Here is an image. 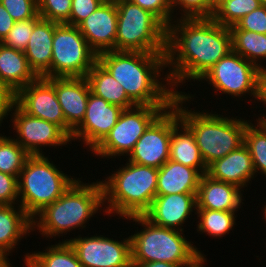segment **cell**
Wrapping results in <instances>:
<instances>
[{"label": "cell", "instance_id": "1", "mask_svg": "<svg viewBox=\"0 0 266 267\" xmlns=\"http://www.w3.org/2000/svg\"><path fill=\"white\" fill-rule=\"evenodd\" d=\"M167 27L166 67L171 86L177 95L189 80L195 82L221 58L232 51L230 28L212 18L181 19L175 17ZM176 25H175V24ZM170 68V69H169ZM188 80V81H185Z\"/></svg>", "mask_w": 266, "mask_h": 267}, {"label": "cell", "instance_id": "2", "mask_svg": "<svg viewBox=\"0 0 266 267\" xmlns=\"http://www.w3.org/2000/svg\"><path fill=\"white\" fill-rule=\"evenodd\" d=\"M165 55L113 50L97 55V61L123 86L136 105L172 106L177 94L167 74L161 78L166 68Z\"/></svg>", "mask_w": 266, "mask_h": 267}, {"label": "cell", "instance_id": "3", "mask_svg": "<svg viewBox=\"0 0 266 267\" xmlns=\"http://www.w3.org/2000/svg\"><path fill=\"white\" fill-rule=\"evenodd\" d=\"M103 205L101 182L83 183L78 178L58 199L32 219L33 231L37 229L46 239L63 237L73 229L86 228V223L94 214L103 210Z\"/></svg>", "mask_w": 266, "mask_h": 267}, {"label": "cell", "instance_id": "4", "mask_svg": "<svg viewBox=\"0 0 266 267\" xmlns=\"http://www.w3.org/2000/svg\"><path fill=\"white\" fill-rule=\"evenodd\" d=\"M191 94L177 95L173 106L178 110L180 120L192 131L196 144L199 147L202 158L208 167L214 161L221 159L228 153L244 144V134L249 120L233 116L224 117L216 112L184 107L187 101H192ZM195 111V112H194ZM206 113H205V112Z\"/></svg>", "mask_w": 266, "mask_h": 267}, {"label": "cell", "instance_id": "5", "mask_svg": "<svg viewBox=\"0 0 266 267\" xmlns=\"http://www.w3.org/2000/svg\"><path fill=\"white\" fill-rule=\"evenodd\" d=\"M126 165V166H125ZM100 181L103 212L121 218L144 215L156 196L158 168L126 162ZM107 180V181H106ZM106 204V205H105Z\"/></svg>", "mask_w": 266, "mask_h": 267}, {"label": "cell", "instance_id": "6", "mask_svg": "<svg viewBox=\"0 0 266 267\" xmlns=\"http://www.w3.org/2000/svg\"><path fill=\"white\" fill-rule=\"evenodd\" d=\"M125 219L143 227L130 236L132 263H202L207 259L193 242L187 241L182 231L155 225L144 215Z\"/></svg>", "mask_w": 266, "mask_h": 267}, {"label": "cell", "instance_id": "7", "mask_svg": "<svg viewBox=\"0 0 266 267\" xmlns=\"http://www.w3.org/2000/svg\"><path fill=\"white\" fill-rule=\"evenodd\" d=\"M49 160L48 156L30 155L18 178L19 205L32 219L76 180Z\"/></svg>", "mask_w": 266, "mask_h": 267}, {"label": "cell", "instance_id": "8", "mask_svg": "<svg viewBox=\"0 0 266 267\" xmlns=\"http://www.w3.org/2000/svg\"><path fill=\"white\" fill-rule=\"evenodd\" d=\"M115 51L166 53L167 27L151 12L128 1H116Z\"/></svg>", "mask_w": 266, "mask_h": 267}, {"label": "cell", "instance_id": "9", "mask_svg": "<svg viewBox=\"0 0 266 267\" xmlns=\"http://www.w3.org/2000/svg\"><path fill=\"white\" fill-rule=\"evenodd\" d=\"M96 62L97 54L79 28L66 23L58 24L52 41L51 66L41 77H86Z\"/></svg>", "mask_w": 266, "mask_h": 267}, {"label": "cell", "instance_id": "10", "mask_svg": "<svg viewBox=\"0 0 266 267\" xmlns=\"http://www.w3.org/2000/svg\"><path fill=\"white\" fill-rule=\"evenodd\" d=\"M171 106L136 105L124 109L116 125L92 150L101 158L128 156L147 128Z\"/></svg>", "mask_w": 266, "mask_h": 267}, {"label": "cell", "instance_id": "11", "mask_svg": "<svg viewBox=\"0 0 266 267\" xmlns=\"http://www.w3.org/2000/svg\"><path fill=\"white\" fill-rule=\"evenodd\" d=\"M259 71L255 64L232 50L209 69L199 82L207 81L219 94H228L239 100L242 96L246 98L247 94L255 101L258 97Z\"/></svg>", "mask_w": 266, "mask_h": 267}, {"label": "cell", "instance_id": "12", "mask_svg": "<svg viewBox=\"0 0 266 267\" xmlns=\"http://www.w3.org/2000/svg\"><path fill=\"white\" fill-rule=\"evenodd\" d=\"M80 236L64 242L71 245L83 267H133L130 236L121 241L97 234Z\"/></svg>", "mask_w": 266, "mask_h": 267}, {"label": "cell", "instance_id": "13", "mask_svg": "<svg viewBox=\"0 0 266 267\" xmlns=\"http://www.w3.org/2000/svg\"><path fill=\"white\" fill-rule=\"evenodd\" d=\"M13 111V112H12ZM10 119L17 133L13 137L30 155H45L42 148L63 146L72 143L71 138L58 126L46 120L32 117L16 104Z\"/></svg>", "mask_w": 266, "mask_h": 267}, {"label": "cell", "instance_id": "14", "mask_svg": "<svg viewBox=\"0 0 266 267\" xmlns=\"http://www.w3.org/2000/svg\"><path fill=\"white\" fill-rule=\"evenodd\" d=\"M171 131L172 106L147 128L127 156L128 161L159 169L170 157Z\"/></svg>", "mask_w": 266, "mask_h": 267}, {"label": "cell", "instance_id": "15", "mask_svg": "<svg viewBox=\"0 0 266 267\" xmlns=\"http://www.w3.org/2000/svg\"><path fill=\"white\" fill-rule=\"evenodd\" d=\"M123 110L90 92L85 117L72 132L71 140L84 142L92 151L116 125Z\"/></svg>", "mask_w": 266, "mask_h": 267}, {"label": "cell", "instance_id": "16", "mask_svg": "<svg viewBox=\"0 0 266 267\" xmlns=\"http://www.w3.org/2000/svg\"><path fill=\"white\" fill-rule=\"evenodd\" d=\"M15 104L26 114L58 125L65 132V117L54 86L39 77L16 93Z\"/></svg>", "mask_w": 266, "mask_h": 267}, {"label": "cell", "instance_id": "17", "mask_svg": "<svg viewBox=\"0 0 266 267\" xmlns=\"http://www.w3.org/2000/svg\"><path fill=\"white\" fill-rule=\"evenodd\" d=\"M55 88L58 102L65 117V133L71 138L72 132L83 121L91 92L86 77L46 78Z\"/></svg>", "mask_w": 266, "mask_h": 267}, {"label": "cell", "instance_id": "18", "mask_svg": "<svg viewBox=\"0 0 266 267\" xmlns=\"http://www.w3.org/2000/svg\"><path fill=\"white\" fill-rule=\"evenodd\" d=\"M118 11L116 2L103 1L77 27L90 48L97 54L115 51Z\"/></svg>", "mask_w": 266, "mask_h": 267}, {"label": "cell", "instance_id": "19", "mask_svg": "<svg viewBox=\"0 0 266 267\" xmlns=\"http://www.w3.org/2000/svg\"><path fill=\"white\" fill-rule=\"evenodd\" d=\"M197 210V193L156 195L144 216L153 224L184 232L183 224Z\"/></svg>", "mask_w": 266, "mask_h": 267}, {"label": "cell", "instance_id": "20", "mask_svg": "<svg viewBox=\"0 0 266 267\" xmlns=\"http://www.w3.org/2000/svg\"><path fill=\"white\" fill-rule=\"evenodd\" d=\"M212 179L236 185L244 192L256 175L251 155L245 144L211 163L207 168Z\"/></svg>", "mask_w": 266, "mask_h": 267}, {"label": "cell", "instance_id": "21", "mask_svg": "<svg viewBox=\"0 0 266 267\" xmlns=\"http://www.w3.org/2000/svg\"><path fill=\"white\" fill-rule=\"evenodd\" d=\"M242 191L236 185L203 174L197 192V209L237 212L244 204Z\"/></svg>", "mask_w": 266, "mask_h": 267}, {"label": "cell", "instance_id": "22", "mask_svg": "<svg viewBox=\"0 0 266 267\" xmlns=\"http://www.w3.org/2000/svg\"><path fill=\"white\" fill-rule=\"evenodd\" d=\"M169 159L185 166L195 168L201 175L207 173L208 167L202 158L193 133L180 120L178 110L173 105Z\"/></svg>", "mask_w": 266, "mask_h": 267}, {"label": "cell", "instance_id": "23", "mask_svg": "<svg viewBox=\"0 0 266 267\" xmlns=\"http://www.w3.org/2000/svg\"><path fill=\"white\" fill-rule=\"evenodd\" d=\"M32 231V218L19 204L0 205V255L8 257L19 240L26 239Z\"/></svg>", "mask_w": 266, "mask_h": 267}, {"label": "cell", "instance_id": "24", "mask_svg": "<svg viewBox=\"0 0 266 267\" xmlns=\"http://www.w3.org/2000/svg\"><path fill=\"white\" fill-rule=\"evenodd\" d=\"M201 176L195 168L169 159L158 169L156 195L197 193Z\"/></svg>", "mask_w": 266, "mask_h": 267}, {"label": "cell", "instance_id": "25", "mask_svg": "<svg viewBox=\"0 0 266 267\" xmlns=\"http://www.w3.org/2000/svg\"><path fill=\"white\" fill-rule=\"evenodd\" d=\"M59 23L40 19L33 27L28 45L24 50L30 67L41 77L51 66L52 41Z\"/></svg>", "mask_w": 266, "mask_h": 267}, {"label": "cell", "instance_id": "26", "mask_svg": "<svg viewBox=\"0 0 266 267\" xmlns=\"http://www.w3.org/2000/svg\"><path fill=\"white\" fill-rule=\"evenodd\" d=\"M39 76L30 67L25 53L0 42V79L15 93Z\"/></svg>", "mask_w": 266, "mask_h": 267}, {"label": "cell", "instance_id": "27", "mask_svg": "<svg viewBox=\"0 0 266 267\" xmlns=\"http://www.w3.org/2000/svg\"><path fill=\"white\" fill-rule=\"evenodd\" d=\"M90 90L110 104L128 109L136 104L127 96L123 86L97 61L86 75Z\"/></svg>", "mask_w": 266, "mask_h": 267}, {"label": "cell", "instance_id": "28", "mask_svg": "<svg viewBox=\"0 0 266 267\" xmlns=\"http://www.w3.org/2000/svg\"><path fill=\"white\" fill-rule=\"evenodd\" d=\"M44 251L27 252L24 256L25 267H83L68 242L59 241Z\"/></svg>", "mask_w": 266, "mask_h": 267}, {"label": "cell", "instance_id": "29", "mask_svg": "<svg viewBox=\"0 0 266 267\" xmlns=\"http://www.w3.org/2000/svg\"><path fill=\"white\" fill-rule=\"evenodd\" d=\"M232 50L261 69L266 60V34L241 29H230ZM261 64V65H260Z\"/></svg>", "mask_w": 266, "mask_h": 267}, {"label": "cell", "instance_id": "30", "mask_svg": "<svg viewBox=\"0 0 266 267\" xmlns=\"http://www.w3.org/2000/svg\"><path fill=\"white\" fill-rule=\"evenodd\" d=\"M235 211H219V210H209V209H197L196 215L198 220L197 231L201 234L205 233L208 236H212L218 239L229 231L234 229L236 225Z\"/></svg>", "mask_w": 266, "mask_h": 267}, {"label": "cell", "instance_id": "31", "mask_svg": "<svg viewBox=\"0 0 266 267\" xmlns=\"http://www.w3.org/2000/svg\"><path fill=\"white\" fill-rule=\"evenodd\" d=\"M255 121V125L251 122L246 125L244 144L251 155L255 173L266 177V127L261 121Z\"/></svg>", "mask_w": 266, "mask_h": 267}, {"label": "cell", "instance_id": "32", "mask_svg": "<svg viewBox=\"0 0 266 267\" xmlns=\"http://www.w3.org/2000/svg\"><path fill=\"white\" fill-rule=\"evenodd\" d=\"M30 154L11 136L0 133V171L19 178Z\"/></svg>", "mask_w": 266, "mask_h": 267}, {"label": "cell", "instance_id": "33", "mask_svg": "<svg viewBox=\"0 0 266 267\" xmlns=\"http://www.w3.org/2000/svg\"><path fill=\"white\" fill-rule=\"evenodd\" d=\"M259 6V0H226L213 13L212 19L218 24L230 28Z\"/></svg>", "mask_w": 266, "mask_h": 267}, {"label": "cell", "instance_id": "34", "mask_svg": "<svg viewBox=\"0 0 266 267\" xmlns=\"http://www.w3.org/2000/svg\"><path fill=\"white\" fill-rule=\"evenodd\" d=\"M38 15L45 20L70 25L72 0H37Z\"/></svg>", "mask_w": 266, "mask_h": 267}, {"label": "cell", "instance_id": "35", "mask_svg": "<svg viewBox=\"0 0 266 267\" xmlns=\"http://www.w3.org/2000/svg\"><path fill=\"white\" fill-rule=\"evenodd\" d=\"M41 19L38 15L33 19L16 21L13 28L1 41L2 44L23 51L26 49L34 25Z\"/></svg>", "mask_w": 266, "mask_h": 267}, {"label": "cell", "instance_id": "36", "mask_svg": "<svg viewBox=\"0 0 266 267\" xmlns=\"http://www.w3.org/2000/svg\"><path fill=\"white\" fill-rule=\"evenodd\" d=\"M172 13L181 11V19L212 18L213 12L208 8L207 0H171Z\"/></svg>", "mask_w": 266, "mask_h": 267}, {"label": "cell", "instance_id": "37", "mask_svg": "<svg viewBox=\"0 0 266 267\" xmlns=\"http://www.w3.org/2000/svg\"><path fill=\"white\" fill-rule=\"evenodd\" d=\"M15 21L33 19L38 16L37 0H0Z\"/></svg>", "mask_w": 266, "mask_h": 267}, {"label": "cell", "instance_id": "38", "mask_svg": "<svg viewBox=\"0 0 266 267\" xmlns=\"http://www.w3.org/2000/svg\"><path fill=\"white\" fill-rule=\"evenodd\" d=\"M154 14L166 27L174 20L171 0H128Z\"/></svg>", "mask_w": 266, "mask_h": 267}, {"label": "cell", "instance_id": "39", "mask_svg": "<svg viewBox=\"0 0 266 267\" xmlns=\"http://www.w3.org/2000/svg\"><path fill=\"white\" fill-rule=\"evenodd\" d=\"M230 29H241L266 34V7L260 5L257 9L241 18Z\"/></svg>", "mask_w": 266, "mask_h": 267}, {"label": "cell", "instance_id": "40", "mask_svg": "<svg viewBox=\"0 0 266 267\" xmlns=\"http://www.w3.org/2000/svg\"><path fill=\"white\" fill-rule=\"evenodd\" d=\"M18 203V178L0 171V205H17Z\"/></svg>", "mask_w": 266, "mask_h": 267}, {"label": "cell", "instance_id": "41", "mask_svg": "<svg viewBox=\"0 0 266 267\" xmlns=\"http://www.w3.org/2000/svg\"><path fill=\"white\" fill-rule=\"evenodd\" d=\"M104 0H72L70 25L78 26L93 13Z\"/></svg>", "mask_w": 266, "mask_h": 267}, {"label": "cell", "instance_id": "42", "mask_svg": "<svg viewBox=\"0 0 266 267\" xmlns=\"http://www.w3.org/2000/svg\"><path fill=\"white\" fill-rule=\"evenodd\" d=\"M16 101V93L0 79V126L8 117ZM9 113V114H8Z\"/></svg>", "mask_w": 266, "mask_h": 267}, {"label": "cell", "instance_id": "43", "mask_svg": "<svg viewBox=\"0 0 266 267\" xmlns=\"http://www.w3.org/2000/svg\"><path fill=\"white\" fill-rule=\"evenodd\" d=\"M15 22L5 7L0 3V42L13 28Z\"/></svg>", "mask_w": 266, "mask_h": 267}, {"label": "cell", "instance_id": "44", "mask_svg": "<svg viewBox=\"0 0 266 267\" xmlns=\"http://www.w3.org/2000/svg\"><path fill=\"white\" fill-rule=\"evenodd\" d=\"M201 263H168L154 261L146 263H132L133 267H198Z\"/></svg>", "mask_w": 266, "mask_h": 267}, {"label": "cell", "instance_id": "45", "mask_svg": "<svg viewBox=\"0 0 266 267\" xmlns=\"http://www.w3.org/2000/svg\"><path fill=\"white\" fill-rule=\"evenodd\" d=\"M257 100L266 106V68L262 67L258 78V97Z\"/></svg>", "mask_w": 266, "mask_h": 267}, {"label": "cell", "instance_id": "46", "mask_svg": "<svg viewBox=\"0 0 266 267\" xmlns=\"http://www.w3.org/2000/svg\"><path fill=\"white\" fill-rule=\"evenodd\" d=\"M208 8L214 13L217 8L223 4L226 0H207Z\"/></svg>", "mask_w": 266, "mask_h": 267}, {"label": "cell", "instance_id": "47", "mask_svg": "<svg viewBox=\"0 0 266 267\" xmlns=\"http://www.w3.org/2000/svg\"><path fill=\"white\" fill-rule=\"evenodd\" d=\"M9 258L0 255V267H12L13 265L8 260ZM11 265V266H10Z\"/></svg>", "mask_w": 266, "mask_h": 267}, {"label": "cell", "instance_id": "48", "mask_svg": "<svg viewBox=\"0 0 266 267\" xmlns=\"http://www.w3.org/2000/svg\"><path fill=\"white\" fill-rule=\"evenodd\" d=\"M256 120L261 121L266 127V116L264 114L261 117L258 116Z\"/></svg>", "mask_w": 266, "mask_h": 267}, {"label": "cell", "instance_id": "49", "mask_svg": "<svg viewBox=\"0 0 266 267\" xmlns=\"http://www.w3.org/2000/svg\"><path fill=\"white\" fill-rule=\"evenodd\" d=\"M259 2H260V5H262V6H265V7H266V0H259Z\"/></svg>", "mask_w": 266, "mask_h": 267}, {"label": "cell", "instance_id": "50", "mask_svg": "<svg viewBox=\"0 0 266 267\" xmlns=\"http://www.w3.org/2000/svg\"><path fill=\"white\" fill-rule=\"evenodd\" d=\"M263 210H264V213H263V215H264V219H265V221H266V203H265V206L263 207ZM266 223V222H265Z\"/></svg>", "mask_w": 266, "mask_h": 267}, {"label": "cell", "instance_id": "51", "mask_svg": "<svg viewBox=\"0 0 266 267\" xmlns=\"http://www.w3.org/2000/svg\"><path fill=\"white\" fill-rule=\"evenodd\" d=\"M206 262H207V260L203 261L198 267H205L204 265L206 264Z\"/></svg>", "mask_w": 266, "mask_h": 267}, {"label": "cell", "instance_id": "52", "mask_svg": "<svg viewBox=\"0 0 266 267\" xmlns=\"http://www.w3.org/2000/svg\"><path fill=\"white\" fill-rule=\"evenodd\" d=\"M104 1H113V2H116V1H118V0H104Z\"/></svg>", "mask_w": 266, "mask_h": 267}]
</instances>
